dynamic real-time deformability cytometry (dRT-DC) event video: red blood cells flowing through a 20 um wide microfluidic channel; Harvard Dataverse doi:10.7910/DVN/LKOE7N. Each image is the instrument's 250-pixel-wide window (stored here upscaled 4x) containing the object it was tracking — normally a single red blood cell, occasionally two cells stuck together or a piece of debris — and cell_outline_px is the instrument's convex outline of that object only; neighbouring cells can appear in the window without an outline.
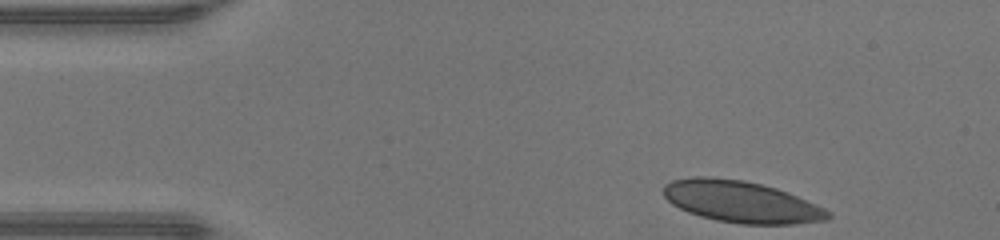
{"species": "human", "species_latin": "Homo sapiens", "temperature_condition": "warm", "stored_images_in_passage": 34, "camera_frame_rate_fps": 3000, "um_per_image_px": 0.085, "donor": {"sex": "male"}, "frame": {"image": 1, "passage_image": 1, "time_ms": 0.0, "image_size_px": [1000, 240], "cell_outline_px": [[832, 216], [828, 220], [792, 224], [740, 224], [716, 220], [700, 216], [688, 212], [672, 204], [664, 196], [664, 184], [672, 180], [692, 176], [708, 176], [744, 180], [776, 188], [788, 192], [816, 204], [832, 212]], "centroid_in_image_um": [63.01, 17.15], "position_along_channel_um": 22.0, "area_um2": 40.06}}
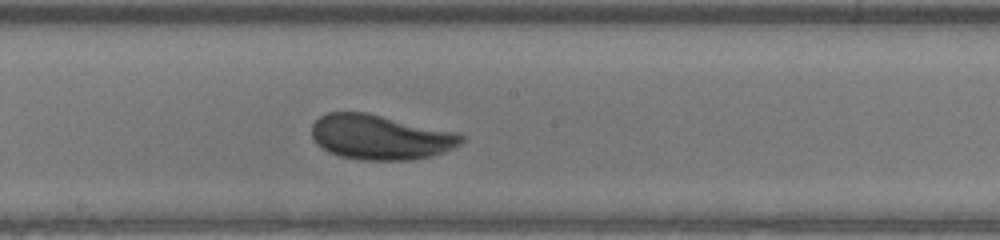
{"frame": {"image": 2, "passage_image": 20, "time_ms": 6.333, "image_size_px": [1000, 240], "cell_outline_px": [[464, 140], [460, 144], [444, 152], [432, 156], [408, 160], [364, 160], [340, 156], [328, 152], [316, 144], [312, 136], [312, 124], [320, 116], [328, 112], [364, 112], [456, 132], [464, 136]], "centroid_in_image_um": [32.3, 11.66], "position_along_channel_um": 215.9, "area_um2": 38.96}}
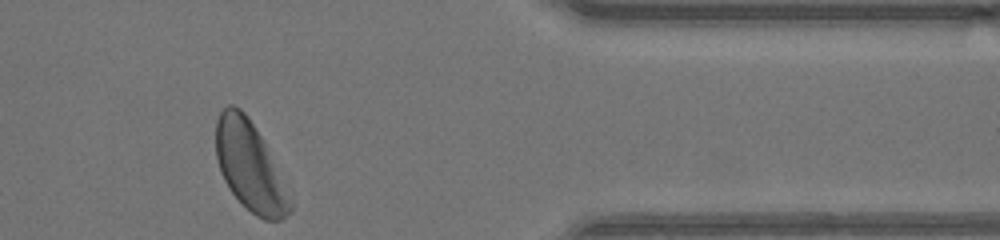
{"frame": {"image": 3, "passage_image": 34, "time_ms": 11.0, "image_size_px": [1000, 240], "cell_outline_px": [[292, 212], [280, 220], [264, 220], [256, 216], [228, 188], [224, 180], [216, 156], [216, 120], [220, 112], [228, 104], [232, 104], [240, 108], [248, 116], [260, 136], [264, 144], [292, 204]], "centroid_in_image_um": [21.19, 14.12], "position_along_channel_um": 390.2, "area_um2": 37.28}, "authors_computed_cell_mechanics": {"area_um2": 39.0728, "velocity_mm_per_s": 4.3043, "shape_relaxation_time_tau1_ms": 2.0484, "shape_relaxation_time_tau2_ms": 0.9804, "deformation_change_tau1": 0.1146, "deformation_change_tau2": 0.0601}}